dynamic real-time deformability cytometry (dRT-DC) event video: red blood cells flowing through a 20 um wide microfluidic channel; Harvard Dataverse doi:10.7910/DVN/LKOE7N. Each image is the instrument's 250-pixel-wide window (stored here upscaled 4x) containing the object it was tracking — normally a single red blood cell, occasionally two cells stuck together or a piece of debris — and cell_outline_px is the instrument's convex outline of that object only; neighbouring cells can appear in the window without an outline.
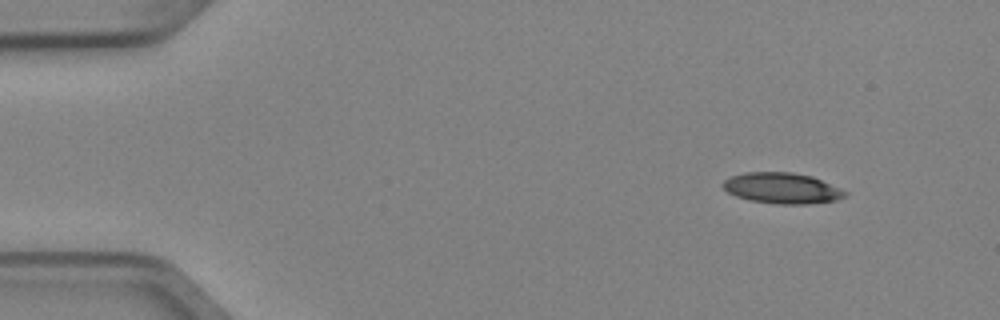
{"species": "Egyptian fruit bat (a non-hibernating species)", "species_latin": "Rousettus aegyptiacus", "temperature_condition": "cold", "stored_images_in_passage": 4, "camera_frame_rate_fps": 3000, "um_per_image_px": 0.085, "animal": {"sex": "female"}, "frame": {"image": 1, "passage_image": 1, "time_ms": 0.0, "image_size_px": [1000, 320], "cell_outline_px": [[848, 192], [844, 196], [836, 200], [808, 204], [776, 204], [748, 200], [736, 196], [728, 192], [720, 184], [724, 180], [732, 176], [744, 172], [792, 172], [812, 176], [840, 188]], "centroid_in_image_um": [66.45, 15.99], "position_along_channel_um": 18.6, "area_um2": 21.96}}
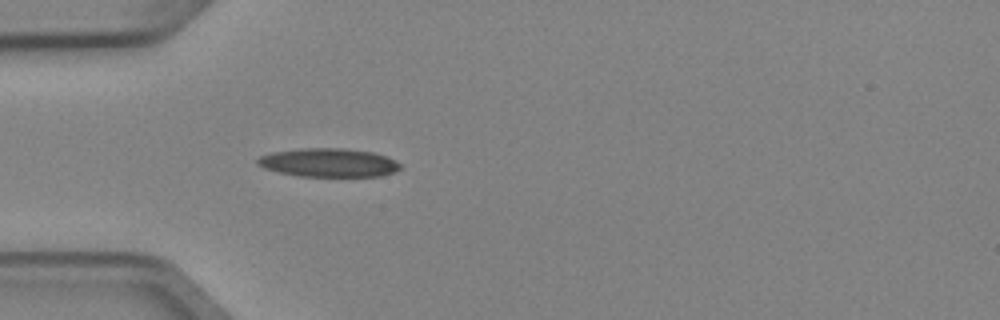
{"frame": {"image": 2, "passage_image": 4, "time_ms": 1.0, "image_size_px": [1000, 320], "cell_outline_px": [[400, 168], [392, 172], [380, 176], [300, 176], [280, 172], [264, 168], [256, 164], [256, 160], [260, 156], [272, 152], [300, 148], [344, 148], [372, 152], [396, 160], [400, 164]], "centroid_in_image_um": [27.9, 13.81], "position_along_channel_um": 57.1, "area_um2": 23.64}}